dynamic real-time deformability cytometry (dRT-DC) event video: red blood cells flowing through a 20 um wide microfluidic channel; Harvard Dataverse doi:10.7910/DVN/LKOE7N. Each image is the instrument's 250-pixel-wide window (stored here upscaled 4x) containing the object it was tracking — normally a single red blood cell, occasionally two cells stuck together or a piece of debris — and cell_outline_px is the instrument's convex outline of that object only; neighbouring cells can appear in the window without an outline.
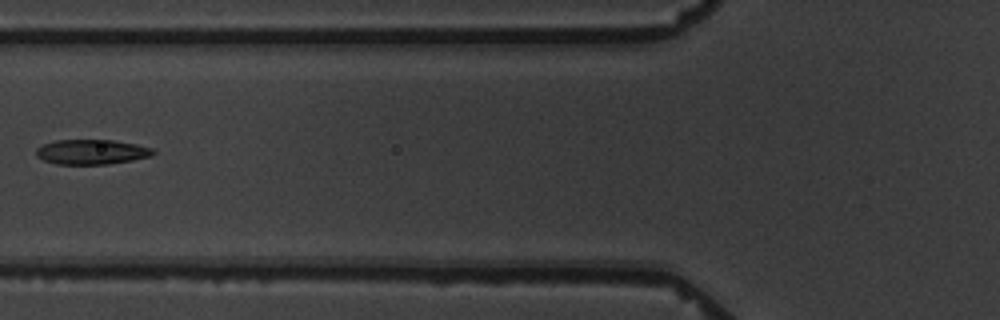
{"species": "common noctule bat (a hibernating species)", "species_latin": "Nyctalus noctula", "temperature_condition": "warm", "stored_images_in_passage": 12, "camera_frame_rate_fps": 3000, "um_per_image_px": 0.085, "animal": {"sex": "male", "body_mass_g": 19.5, "forearm_length_mm": 54.6}, "frame": {"image": 1, "passage_image": 4, "time_ms": 4.667, "image_size_px": [1000, 320], "cell_outline_px": [[156, 152], [152, 156], [132, 160], [108, 164], [56, 164], [44, 160], [36, 156], [36, 148], [44, 144], [56, 140], [112, 140], [136, 144], [152, 148]], "centroid_in_image_um": [7.79, 12.91], "position_along_channel_um": 118.0, "area_um2": 16.94}}
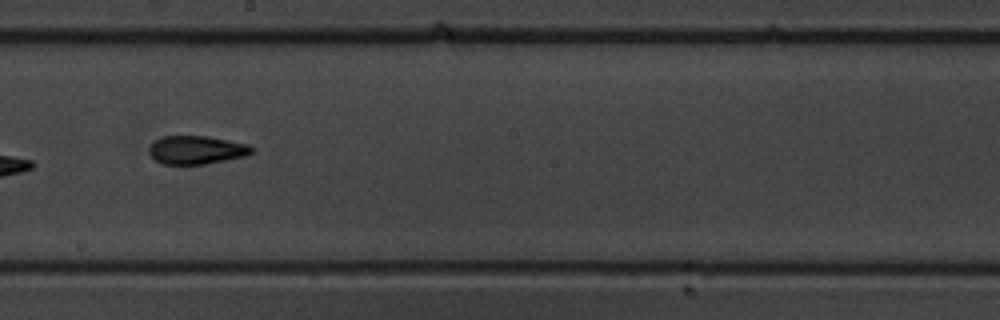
{"frame": {"image": 2, "passage_image": 7, "time_ms": 8.0, "image_size_px": [1000, 320], "cell_outline_px": [[256, 148], [252, 152], [244, 156], [204, 164], [164, 164], [156, 160], [148, 152], [148, 148], [160, 136], [208, 136], [248, 144]], "centroid_in_image_um": [16.7, 12.73], "position_along_channel_um": 231.5, "area_um2": 16.88}}
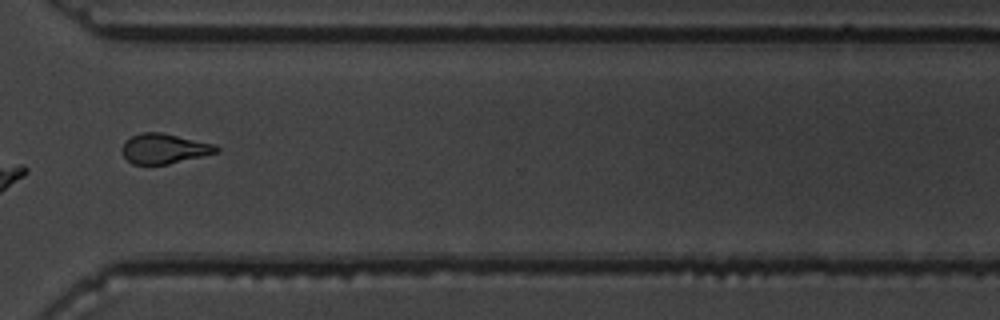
{"frame": {"image": 3, "passage_image": 10, "time_ms": 11.667, "image_size_px": [1000, 320], "cell_outline_px": [[220, 152], [168, 164], [132, 164], [124, 156], [124, 144], [132, 136], [140, 132], [160, 132], [216, 144], [220, 148]], "centroid_in_image_um": [14.03, 12.63], "position_along_channel_um": 356.6, "area_um2": 16.3}, "authors_computed_cell_mechanics": {"area_um2": 16.9932, "velocity_mm_per_s": 3.4118, "shape_relaxation_time_tau1_ms": 4.3648, "shape_relaxation_time_tau2_ms": 2.4376, "deformation_change_tau1": 0.1409, "deformation_change_tau2": 0.0844}}